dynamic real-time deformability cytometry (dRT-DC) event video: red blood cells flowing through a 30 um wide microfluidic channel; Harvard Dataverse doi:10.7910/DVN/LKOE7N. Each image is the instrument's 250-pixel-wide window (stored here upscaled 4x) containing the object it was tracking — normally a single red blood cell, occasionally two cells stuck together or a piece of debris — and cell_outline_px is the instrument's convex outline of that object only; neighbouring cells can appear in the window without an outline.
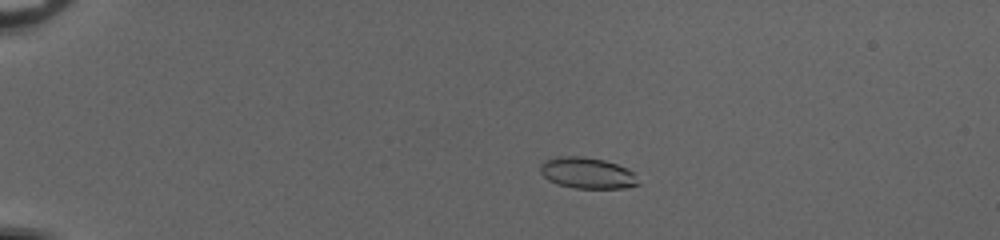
{"species": "common noctule bat (a hibernating species)", "species_latin": "Nyctalus noctula", "temperature_condition": "cold", "stored_images_in_passage": 54, "camera_frame_rate_fps": 3000, "um_per_image_px": 0.085, "animal": {"sex": "female", "body_mass_g": 20.0, "forearm_length_mm": 54.0}, "frame": {"image": 1, "passage_image": 14, "time_ms": 4.333, "image_size_px": [1000, 240], "cell_outline_px": [[640, 184], [624, 188], [576, 188], [556, 184], [548, 180], [540, 172], [540, 164], [544, 160], [560, 156], [584, 156], [604, 160], [628, 168], [632, 172]], "centroid_in_image_um": [49.89, 14.7], "position_along_channel_um": 35.1, "area_um2": 17.8}}
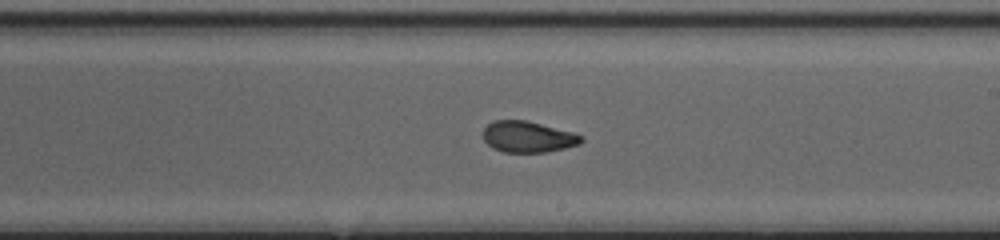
{"frame": {"image": 2, "passage_image": 35, "time_ms": 11.333, "image_size_px": [1000, 240], "cell_outline_px": [[584, 140], [580, 144], [564, 148], [544, 152], [504, 152], [492, 148], [484, 140], [480, 132], [492, 120], [524, 120], [572, 132], [584, 136]], "centroid_in_image_um": [44.83, 11.63], "position_along_channel_um": 244.2, "area_um2": 17.86}}
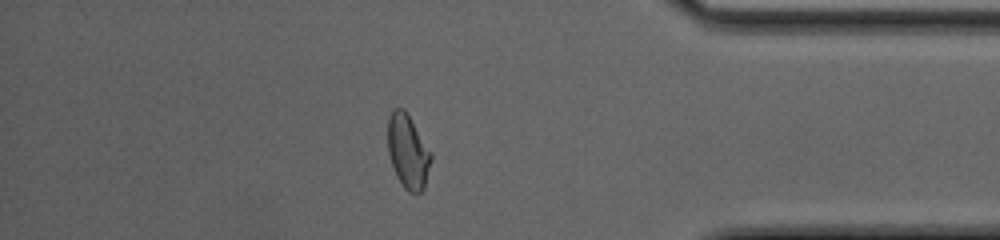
{"frame": {"image": 3, "passage_image": 48, "time_ms": 15.667, "image_size_px": [1000, 240], "cell_outline_px": [[432, 160], [424, 188], [420, 192], [408, 192], [404, 188], [396, 176], [388, 152], [388, 116], [392, 108], [404, 108], [432, 152]], "centroid_in_image_um": [34.68, 12.86], "position_along_channel_um": 400.5, "area_um2": 18.79}, "authors_computed_cell_mechanics": {"area_um2": 18.6116, "velocity_mm_per_s": 4.0866, "shape_relaxation_time_tau1_ms": null, "shape_relaxation_time_tau2_ms": 1.0234, "deformation_change_tau1": null, "deformation_change_tau2": 0.0626}}